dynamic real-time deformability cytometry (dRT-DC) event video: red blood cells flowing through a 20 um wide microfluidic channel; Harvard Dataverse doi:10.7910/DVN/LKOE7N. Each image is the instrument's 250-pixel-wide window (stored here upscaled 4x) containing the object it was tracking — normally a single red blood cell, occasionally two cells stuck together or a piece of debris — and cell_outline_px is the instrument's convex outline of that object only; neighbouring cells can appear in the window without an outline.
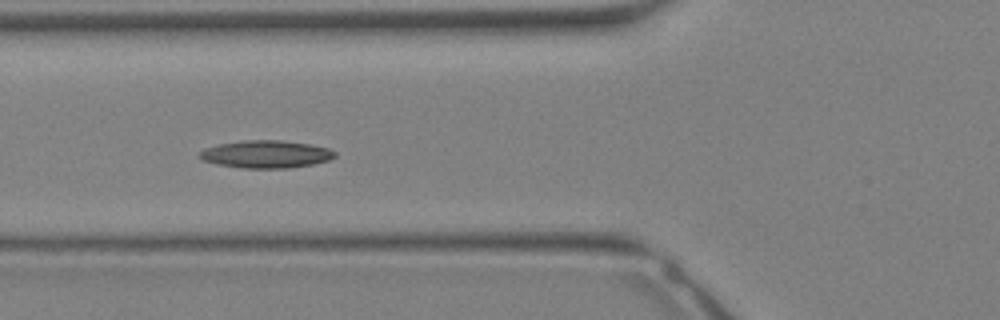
{"species": "Egyptian fruit bat (a non-hibernating species)", "species_latin": "Rousettus aegyptiacus", "temperature_condition": "warm", "stored_images_in_passage": 13, "camera_frame_rate_fps": 3000, "um_per_image_px": 0.085, "animal": {"sex": "female"}, "frame": {"image": 1, "passage_image": 4, "time_ms": 1.0, "image_size_px": [1000, 320], "cell_outline_px": [[336, 156], [328, 160], [312, 164], [288, 168], [244, 168], [216, 164], [204, 160], [196, 156], [204, 148], [220, 144], [244, 140], [280, 140], [308, 144], [328, 148], [336, 152]], "centroid_in_image_um": [22.59, 13.11], "position_along_channel_um": 103.2, "area_um2": 21.62}}
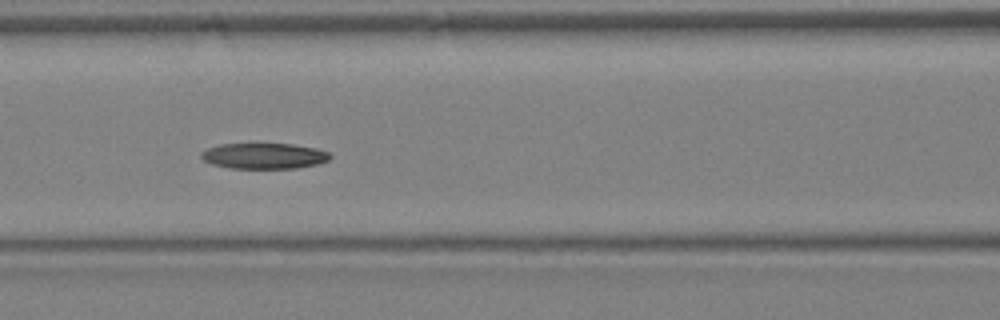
{"frame": {"image": 2, "passage_image": 6, "time_ms": 1.667, "image_size_px": [1000, 320], "cell_outline_px": [[332, 156], [328, 160], [316, 164], [296, 168], [228, 168], [212, 164], [204, 160], [200, 156], [200, 152], [208, 148], [220, 144], [292, 144], [316, 148], [328, 152]], "centroid_in_image_um": [22.42, 13.25], "position_along_channel_um": 144.2, "area_um2": 19.25}}
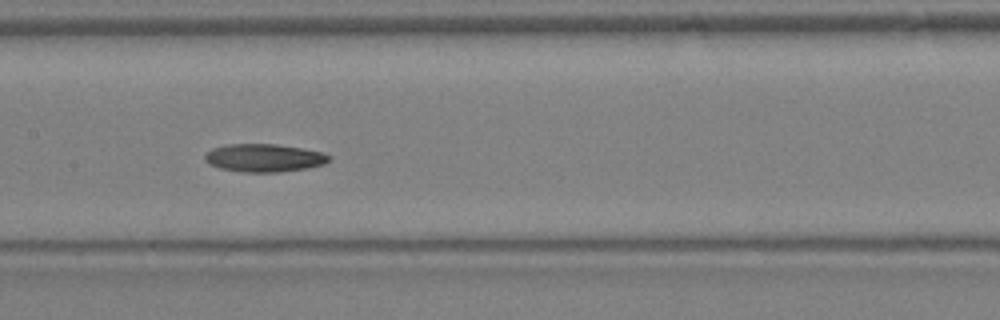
{"frame": {"image": 3, "passage_image": 8, "time_ms": 2.333, "image_size_px": [1000, 320], "cell_outline_px": [[332, 160], [324, 164], [308, 168], [276, 172], [240, 172], [220, 168], [208, 164], [204, 160], [204, 156], [212, 148], [228, 144], [276, 144], [324, 152], [332, 156]], "centroid_in_image_um": [22.47, 13.42], "position_along_channel_um": 184.9, "area_um2": 20.4}}